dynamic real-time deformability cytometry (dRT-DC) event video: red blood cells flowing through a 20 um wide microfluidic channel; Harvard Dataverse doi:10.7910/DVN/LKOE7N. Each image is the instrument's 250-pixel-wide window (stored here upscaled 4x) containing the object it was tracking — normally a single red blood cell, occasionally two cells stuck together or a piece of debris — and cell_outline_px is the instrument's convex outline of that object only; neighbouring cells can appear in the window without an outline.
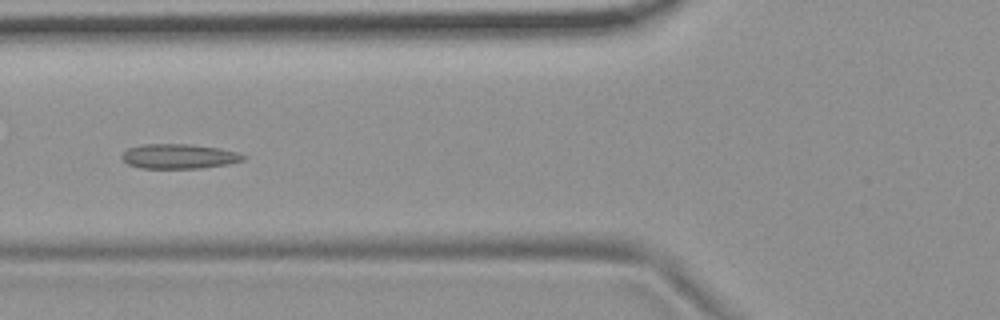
{"species": "common noctule bat (a hibernating species)", "species_latin": "Nyctalus noctula", "temperature_condition": "room temperature", "stored_images_in_passage": 9, "camera_frame_rate_fps": 3000, "um_per_image_px": 0.085, "animal": {"sex": "female", "body_mass_g": 19.9}, "frame": {"image": 1, "passage_image": 4, "time_ms": 1.0, "image_size_px": [1000, 320], "cell_outline_px": [[248, 156], [244, 160], [228, 164], [204, 168], [140, 168], [128, 164], [120, 156], [128, 148], [144, 144], [188, 144], [220, 148], [236, 152]], "centroid_in_image_um": [15.23, 13.29], "position_along_channel_um": 110.6, "area_um2": 17.51}}
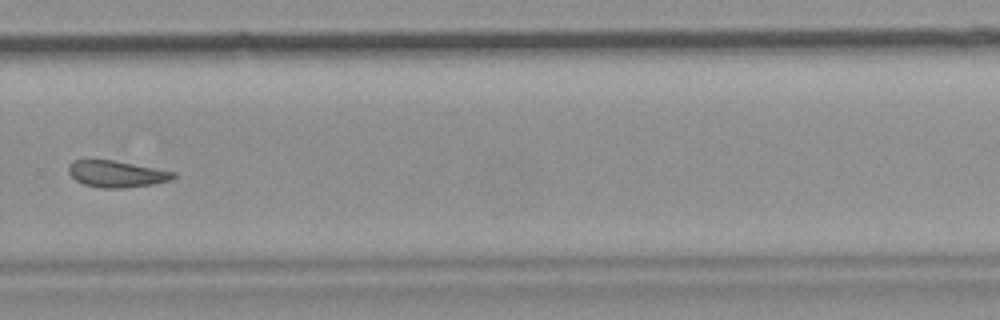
{"frame": {"image": 2, "passage_image": 9, "time_ms": 2.667, "image_size_px": [1000, 320], "cell_outline_px": [[176, 176], [172, 180], [152, 184], [124, 188], [100, 188], [84, 184], [76, 180], [68, 172], [68, 164], [72, 160], [112, 160], [176, 172]], "centroid_in_image_um": [9.9, 14.79], "position_along_channel_um": 319.9, "area_um2": 16.18}}